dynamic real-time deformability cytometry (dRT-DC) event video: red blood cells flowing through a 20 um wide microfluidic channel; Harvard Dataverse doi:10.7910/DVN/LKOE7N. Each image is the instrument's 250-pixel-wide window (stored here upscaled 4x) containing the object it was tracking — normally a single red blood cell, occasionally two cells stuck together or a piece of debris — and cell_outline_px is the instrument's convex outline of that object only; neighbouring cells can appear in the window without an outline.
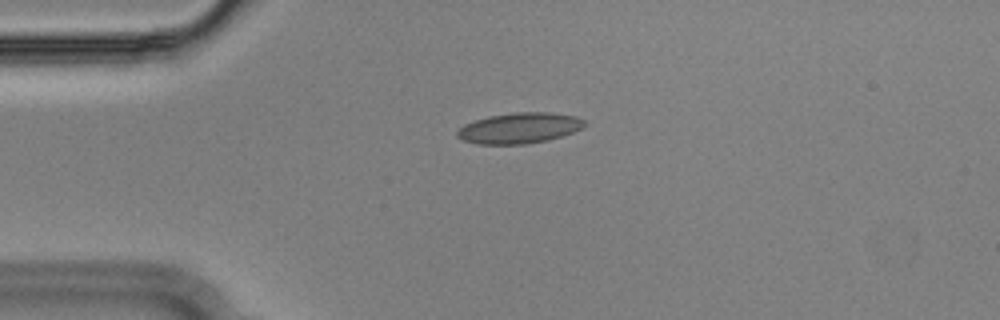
{"species": "Egyptian fruit bat (a non-hibernating species)", "species_latin": "Rousettus aegyptiacus", "temperature_condition": "cold", "stored_images_in_passage": 55, "camera_frame_rate_fps": 3000, "um_per_image_px": 0.085, "animal": {"sex": "male"}, "frame": {"image": 1, "passage_image": 13, "time_ms": 4.0, "image_size_px": [1000, 320], "cell_outline_px": [[588, 124], [572, 132], [548, 140], [524, 144], [476, 144], [460, 140], [456, 136], [456, 132], [464, 124], [488, 116], [516, 112], [552, 112], [576, 116], [584, 120]], "centroid_in_image_um": [44.12, 10.88], "position_along_channel_um": 40.9, "area_um2": 22.83}}
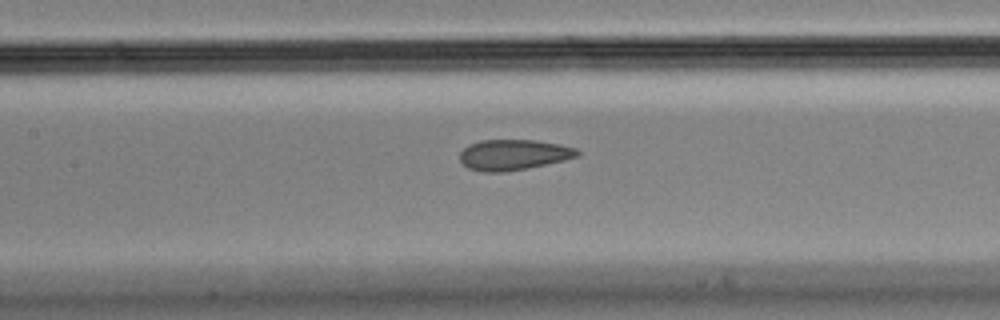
{"frame": {"image": 2, "passage_image": 25, "time_ms": 8.0, "image_size_px": [1000, 320], "cell_outline_px": [[580, 156], [564, 160], [528, 168], [504, 172], [484, 172], [468, 168], [460, 160], [460, 152], [468, 144], [480, 140], [536, 140], [560, 144], [576, 148], [580, 152]], "centroid_in_image_um": [43.65, 13.15], "position_along_channel_um": 163.7, "area_um2": 21.04}}
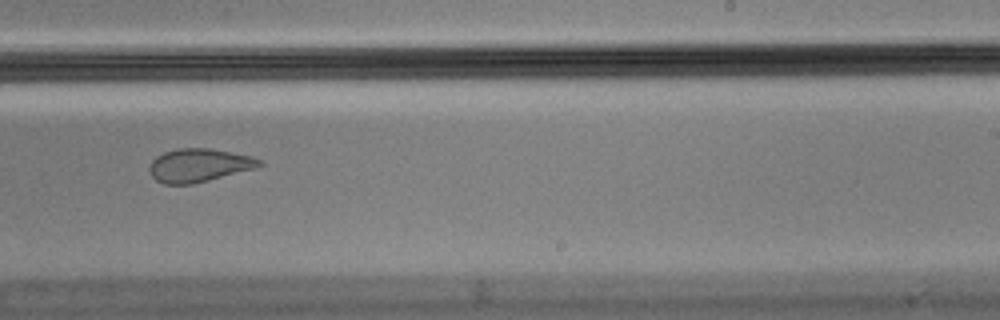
{"frame": {"image": 3, "passage_image": 34, "time_ms": 11.0, "image_size_px": [1000, 320], "cell_outline_px": [[264, 164], [256, 168], [192, 184], [164, 184], [156, 180], [152, 176], [148, 168], [152, 160], [156, 156], [164, 152], [176, 148], [208, 148], [252, 156], [260, 160]], "centroid_in_image_um": [16.89, 14.04], "position_along_channel_um": 272.1, "area_um2": 21.27}, "authors_computed_cell_mechanics": {"area_um2": 21.964, "velocity_mm_per_s": 3.6196, "shape_relaxation_time_tau1_ms": null, "shape_relaxation_time_tau2_ms": 1.3557, "deformation_change_tau1": null, "deformation_change_tau2": 0.0592}}